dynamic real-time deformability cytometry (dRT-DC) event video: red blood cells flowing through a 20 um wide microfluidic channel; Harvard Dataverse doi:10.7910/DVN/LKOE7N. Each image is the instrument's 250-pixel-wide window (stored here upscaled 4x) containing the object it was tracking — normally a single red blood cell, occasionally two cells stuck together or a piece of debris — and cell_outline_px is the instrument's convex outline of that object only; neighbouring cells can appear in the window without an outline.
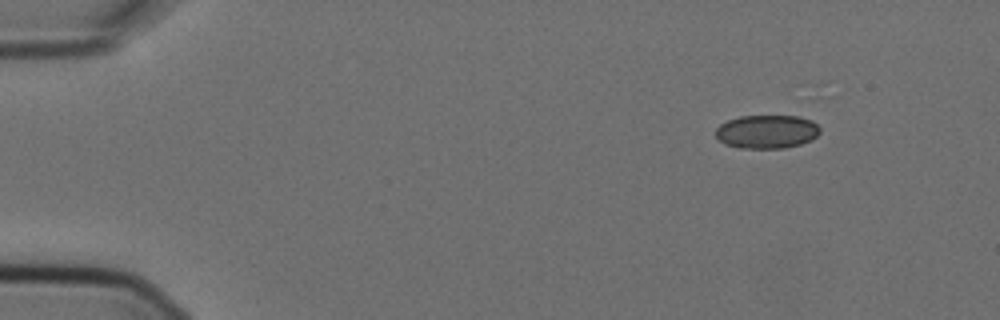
{"species": "Egyptian fruit bat (a non-hibernating species)", "species_latin": "Rousettus aegyptiacus", "temperature_condition": "cold", "stored_images_in_passage": 3, "camera_frame_rate_fps": 3000, "um_per_image_px": 0.085, "animal": {"sex": "female"}, "frame": {"image": 1, "passage_image": 1, "time_ms": 0.0, "image_size_px": [1000, 320], "cell_outline_px": [[820, 132], [812, 140], [800, 144], [784, 148], [740, 148], [724, 144], [716, 136], [716, 128], [720, 124], [728, 120], [740, 116], [800, 116], [812, 120], [820, 128]], "centroid_in_image_um": [65.19, 11.19], "position_along_channel_um": 19.8, "area_um2": 20.46}}
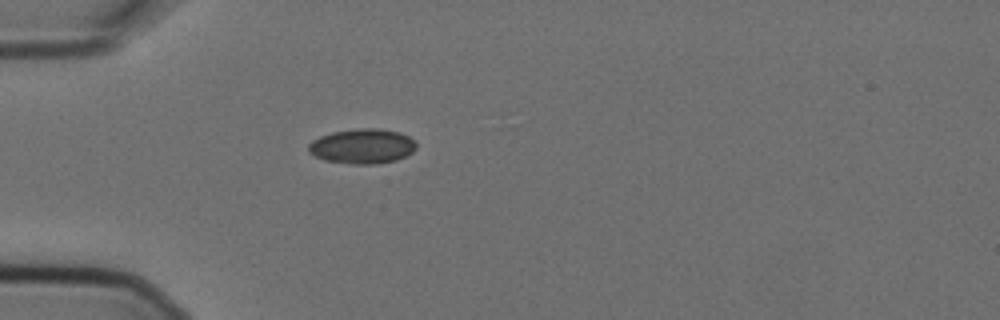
{"frame": {"image": 2, "passage_image": 3, "time_ms": 0.667, "image_size_px": [1000, 320], "cell_outline_px": [[416, 148], [412, 152], [396, 160], [376, 164], [352, 164], [324, 160], [308, 152], [308, 144], [312, 140], [320, 136], [332, 132], [360, 128], [380, 128], [400, 132], [416, 140]], "centroid_in_image_um": [30.8, 12.42], "position_along_channel_um": 54.2, "area_um2": 22.02}}